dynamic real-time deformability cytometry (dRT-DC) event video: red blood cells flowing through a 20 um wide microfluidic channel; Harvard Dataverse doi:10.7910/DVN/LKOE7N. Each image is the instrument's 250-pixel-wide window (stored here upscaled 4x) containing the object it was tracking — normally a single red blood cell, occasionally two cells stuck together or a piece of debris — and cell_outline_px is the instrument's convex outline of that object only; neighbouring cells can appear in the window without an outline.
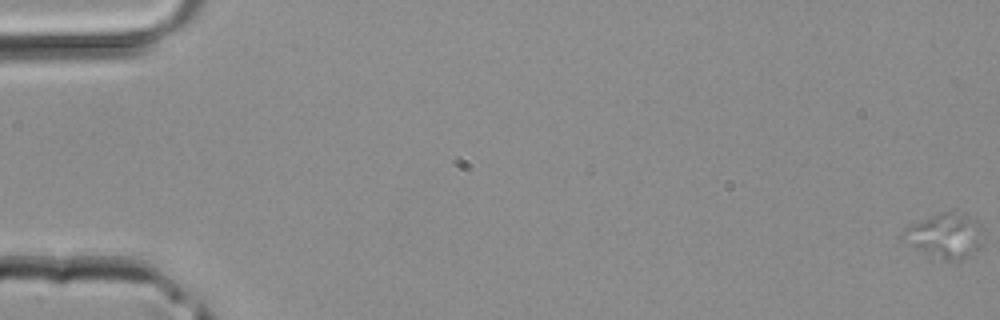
{"species": "common noctule bat (a hibernating species)", "species_latin": "Nyctalus noctula", "temperature_condition": "room temperature", "stored_images_in_passage": 4, "camera_frame_rate_fps": 3000, "um_per_image_px": 0.085, "animal": {"sex": "male", "body_mass_g": 20.4}, "frame": {"image": 1, "passage_image": 1, "time_ms": 0.0, "image_size_px": [1000, 320], "cell_outline_px": [[984, 248], [960, 260], [944, 260], [928, 256], [920, 252], [900, 236], [904, 228], [920, 220], [940, 212], [964, 212], [976, 220], [984, 228]], "centroid_in_image_um": [80.42, 20.04], "position_along_channel_um": 4.6, "area_um2": 21.62}}